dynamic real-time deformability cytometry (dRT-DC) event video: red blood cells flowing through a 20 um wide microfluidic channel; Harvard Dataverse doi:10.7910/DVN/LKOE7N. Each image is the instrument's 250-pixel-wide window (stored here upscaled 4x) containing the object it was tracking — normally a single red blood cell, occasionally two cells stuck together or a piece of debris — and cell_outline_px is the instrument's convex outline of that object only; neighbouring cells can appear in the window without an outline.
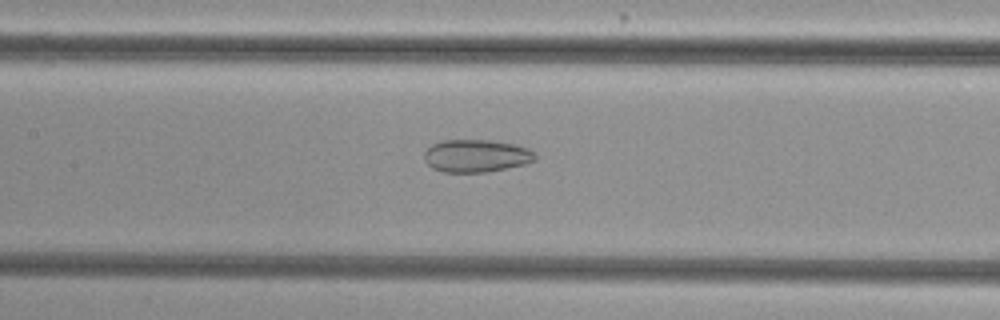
{"species": "common noctule bat (a hibernating species)", "species_latin": "Nyctalus noctula", "temperature_condition": "cold", "stored_images_in_passage": 35, "camera_frame_rate_fps": 3000, "um_per_image_px": 0.085, "animal": {"sex": "female", "body_mass_g": 29.2, "forearm_length_mm": 56.3}, "frame": {"image": 1, "passage_image": 24, "time_ms": 7.667, "image_size_px": [1000, 320], "cell_outline_px": [[536, 160], [524, 164], [508, 168], [488, 172], [444, 172], [432, 168], [424, 160], [424, 152], [432, 144], [440, 140], [492, 140], [516, 144], [528, 148], [536, 156]], "centroid_in_image_um": [40.47, 13.24], "position_along_channel_um": 166.9, "area_um2": 21.27}}
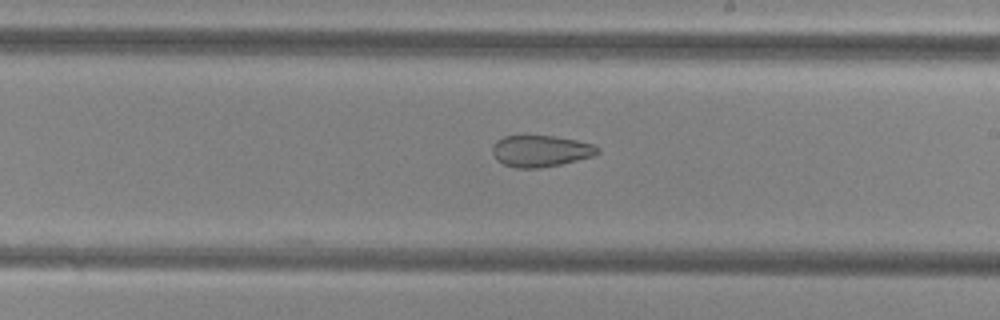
{"frame": {"image": 2, "passage_image": 30, "time_ms": 9.667, "image_size_px": [1000, 320], "cell_outline_px": [[600, 152], [596, 156], [560, 164], [540, 168], [516, 168], [504, 164], [496, 160], [492, 152], [492, 148], [496, 140], [504, 136], [556, 136], [576, 140], [592, 144], [600, 148]], "centroid_in_image_um": [45.97, 12.84], "position_along_channel_um": 243.0, "area_um2": 19.42}}
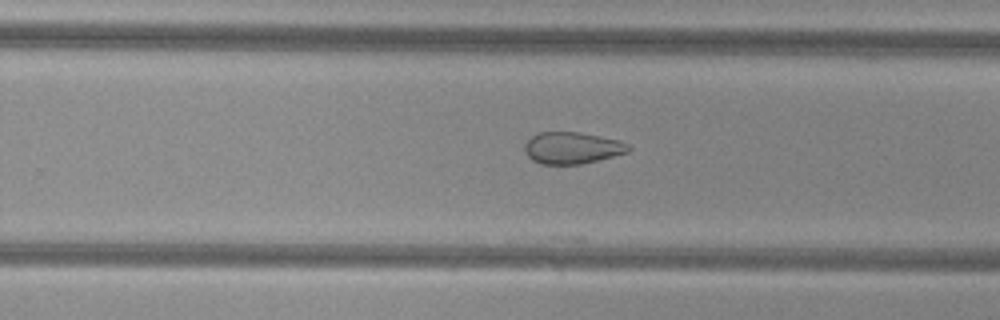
{"frame": {"image": 3, "passage_image": 33, "time_ms": 10.667, "image_size_px": [1000, 320], "cell_outline_px": [[632, 148], [628, 152], [580, 164], [540, 164], [532, 160], [528, 156], [524, 148], [524, 144], [532, 136], [540, 132], [580, 132], [620, 140], [628, 144]], "centroid_in_image_um": [48.63, 12.56], "position_along_channel_um": 281.2, "area_um2": 19.13}}